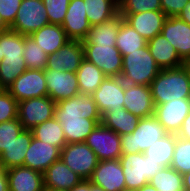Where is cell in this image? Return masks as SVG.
Masks as SVG:
<instances>
[{"label": "cell", "instance_id": "6da1fadb", "mask_svg": "<svg viewBox=\"0 0 190 191\" xmlns=\"http://www.w3.org/2000/svg\"><path fill=\"white\" fill-rule=\"evenodd\" d=\"M54 117L62 125L66 143L85 142L87 136L101 123L93 95L78 93L56 102Z\"/></svg>", "mask_w": 190, "mask_h": 191}, {"label": "cell", "instance_id": "7a4b0ae2", "mask_svg": "<svg viewBox=\"0 0 190 191\" xmlns=\"http://www.w3.org/2000/svg\"><path fill=\"white\" fill-rule=\"evenodd\" d=\"M150 88L154 105L190 98V79L184 65L160 70L152 80Z\"/></svg>", "mask_w": 190, "mask_h": 191}, {"label": "cell", "instance_id": "3957f363", "mask_svg": "<svg viewBox=\"0 0 190 191\" xmlns=\"http://www.w3.org/2000/svg\"><path fill=\"white\" fill-rule=\"evenodd\" d=\"M160 70L146 45L123 56L120 77L127 84L150 86Z\"/></svg>", "mask_w": 190, "mask_h": 191}, {"label": "cell", "instance_id": "277c9868", "mask_svg": "<svg viewBox=\"0 0 190 191\" xmlns=\"http://www.w3.org/2000/svg\"><path fill=\"white\" fill-rule=\"evenodd\" d=\"M167 134L168 132L154 115L141 118L132 133L121 136L122 155L144 153L149 146Z\"/></svg>", "mask_w": 190, "mask_h": 191}, {"label": "cell", "instance_id": "5b68a950", "mask_svg": "<svg viewBox=\"0 0 190 191\" xmlns=\"http://www.w3.org/2000/svg\"><path fill=\"white\" fill-rule=\"evenodd\" d=\"M126 190H138L149 183L150 179L163 167L144 153L123 154L120 156Z\"/></svg>", "mask_w": 190, "mask_h": 191}, {"label": "cell", "instance_id": "8992f818", "mask_svg": "<svg viewBox=\"0 0 190 191\" xmlns=\"http://www.w3.org/2000/svg\"><path fill=\"white\" fill-rule=\"evenodd\" d=\"M60 159L83 180H89L98 165L95 152L85 143H67L61 149Z\"/></svg>", "mask_w": 190, "mask_h": 191}, {"label": "cell", "instance_id": "52a82bcc", "mask_svg": "<svg viewBox=\"0 0 190 191\" xmlns=\"http://www.w3.org/2000/svg\"><path fill=\"white\" fill-rule=\"evenodd\" d=\"M48 24L50 22L42 0H21L10 30L30 36L33 32Z\"/></svg>", "mask_w": 190, "mask_h": 191}, {"label": "cell", "instance_id": "ba28073f", "mask_svg": "<svg viewBox=\"0 0 190 191\" xmlns=\"http://www.w3.org/2000/svg\"><path fill=\"white\" fill-rule=\"evenodd\" d=\"M55 106L49 96L26 99L18 102L17 118L24 129L32 130L54 117Z\"/></svg>", "mask_w": 190, "mask_h": 191}, {"label": "cell", "instance_id": "9c48e42d", "mask_svg": "<svg viewBox=\"0 0 190 191\" xmlns=\"http://www.w3.org/2000/svg\"><path fill=\"white\" fill-rule=\"evenodd\" d=\"M84 59L96 65L106 77H120L123 56L116 45L82 44Z\"/></svg>", "mask_w": 190, "mask_h": 191}, {"label": "cell", "instance_id": "30bf717a", "mask_svg": "<svg viewBox=\"0 0 190 191\" xmlns=\"http://www.w3.org/2000/svg\"><path fill=\"white\" fill-rule=\"evenodd\" d=\"M85 143L95 152L99 161L120 159L121 136L99 123L87 136Z\"/></svg>", "mask_w": 190, "mask_h": 191}, {"label": "cell", "instance_id": "8fae6325", "mask_svg": "<svg viewBox=\"0 0 190 191\" xmlns=\"http://www.w3.org/2000/svg\"><path fill=\"white\" fill-rule=\"evenodd\" d=\"M6 90L17 102L48 96L44 70L26 69Z\"/></svg>", "mask_w": 190, "mask_h": 191}, {"label": "cell", "instance_id": "7c38bea8", "mask_svg": "<svg viewBox=\"0 0 190 191\" xmlns=\"http://www.w3.org/2000/svg\"><path fill=\"white\" fill-rule=\"evenodd\" d=\"M125 83L121 77H105L92 94L99 113L123 108Z\"/></svg>", "mask_w": 190, "mask_h": 191}, {"label": "cell", "instance_id": "4fadbf2b", "mask_svg": "<svg viewBox=\"0 0 190 191\" xmlns=\"http://www.w3.org/2000/svg\"><path fill=\"white\" fill-rule=\"evenodd\" d=\"M190 113V98L174 99L155 105L154 116L168 133L177 134Z\"/></svg>", "mask_w": 190, "mask_h": 191}, {"label": "cell", "instance_id": "5bb4252c", "mask_svg": "<svg viewBox=\"0 0 190 191\" xmlns=\"http://www.w3.org/2000/svg\"><path fill=\"white\" fill-rule=\"evenodd\" d=\"M90 182L106 191H125V176L120 159L102 160L93 171Z\"/></svg>", "mask_w": 190, "mask_h": 191}, {"label": "cell", "instance_id": "9a60e30c", "mask_svg": "<svg viewBox=\"0 0 190 191\" xmlns=\"http://www.w3.org/2000/svg\"><path fill=\"white\" fill-rule=\"evenodd\" d=\"M48 96L55 102L76 96L79 92L77 76L69 71L44 69Z\"/></svg>", "mask_w": 190, "mask_h": 191}, {"label": "cell", "instance_id": "2e32d148", "mask_svg": "<svg viewBox=\"0 0 190 191\" xmlns=\"http://www.w3.org/2000/svg\"><path fill=\"white\" fill-rule=\"evenodd\" d=\"M123 107L139 119L153 116L155 105L150 86L125 83Z\"/></svg>", "mask_w": 190, "mask_h": 191}, {"label": "cell", "instance_id": "e0dca14e", "mask_svg": "<svg viewBox=\"0 0 190 191\" xmlns=\"http://www.w3.org/2000/svg\"><path fill=\"white\" fill-rule=\"evenodd\" d=\"M83 59L82 42L69 40L56 53L48 55L45 69L76 73Z\"/></svg>", "mask_w": 190, "mask_h": 191}, {"label": "cell", "instance_id": "ac0fdd59", "mask_svg": "<svg viewBox=\"0 0 190 191\" xmlns=\"http://www.w3.org/2000/svg\"><path fill=\"white\" fill-rule=\"evenodd\" d=\"M60 155L59 147L33 137L25 154L24 167L43 174L52 163L60 160Z\"/></svg>", "mask_w": 190, "mask_h": 191}, {"label": "cell", "instance_id": "d6986e66", "mask_svg": "<svg viewBox=\"0 0 190 191\" xmlns=\"http://www.w3.org/2000/svg\"><path fill=\"white\" fill-rule=\"evenodd\" d=\"M62 28L69 40L84 41L91 27L83 0H70Z\"/></svg>", "mask_w": 190, "mask_h": 191}, {"label": "cell", "instance_id": "ffe728a7", "mask_svg": "<svg viewBox=\"0 0 190 191\" xmlns=\"http://www.w3.org/2000/svg\"><path fill=\"white\" fill-rule=\"evenodd\" d=\"M145 40L160 34L167 16L163 11L119 13Z\"/></svg>", "mask_w": 190, "mask_h": 191}, {"label": "cell", "instance_id": "44dd1931", "mask_svg": "<svg viewBox=\"0 0 190 191\" xmlns=\"http://www.w3.org/2000/svg\"><path fill=\"white\" fill-rule=\"evenodd\" d=\"M161 33L183 61L190 59V25L178 17H167Z\"/></svg>", "mask_w": 190, "mask_h": 191}, {"label": "cell", "instance_id": "7402d4cb", "mask_svg": "<svg viewBox=\"0 0 190 191\" xmlns=\"http://www.w3.org/2000/svg\"><path fill=\"white\" fill-rule=\"evenodd\" d=\"M43 179L44 187L59 191H69L82 180L61 159L47 168Z\"/></svg>", "mask_w": 190, "mask_h": 191}, {"label": "cell", "instance_id": "603a6c76", "mask_svg": "<svg viewBox=\"0 0 190 191\" xmlns=\"http://www.w3.org/2000/svg\"><path fill=\"white\" fill-rule=\"evenodd\" d=\"M9 191H42L44 189L43 174L24 166L6 170Z\"/></svg>", "mask_w": 190, "mask_h": 191}, {"label": "cell", "instance_id": "cb8c5ba5", "mask_svg": "<svg viewBox=\"0 0 190 191\" xmlns=\"http://www.w3.org/2000/svg\"><path fill=\"white\" fill-rule=\"evenodd\" d=\"M147 46L161 70L180 67L184 64L175 47H173L162 33L149 40Z\"/></svg>", "mask_w": 190, "mask_h": 191}, {"label": "cell", "instance_id": "d4e9b609", "mask_svg": "<svg viewBox=\"0 0 190 191\" xmlns=\"http://www.w3.org/2000/svg\"><path fill=\"white\" fill-rule=\"evenodd\" d=\"M30 37L48 55L56 53L64 46L69 38L61 25L48 24L33 32Z\"/></svg>", "mask_w": 190, "mask_h": 191}, {"label": "cell", "instance_id": "484cf974", "mask_svg": "<svg viewBox=\"0 0 190 191\" xmlns=\"http://www.w3.org/2000/svg\"><path fill=\"white\" fill-rule=\"evenodd\" d=\"M124 18L118 13L112 19L101 24L92 25L82 44L116 45V37Z\"/></svg>", "mask_w": 190, "mask_h": 191}, {"label": "cell", "instance_id": "4316f807", "mask_svg": "<svg viewBox=\"0 0 190 191\" xmlns=\"http://www.w3.org/2000/svg\"><path fill=\"white\" fill-rule=\"evenodd\" d=\"M32 138V131L23 129L14 142L0 154V160L6 170L13 167L24 166L25 154Z\"/></svg>", "mask_w": 190, "mask_h": 191}, {"label": "cell", "instance_id": "83f0119b", "mask_svg": "<svg viewBox=\"0 0 190 191\" xmlns=\"http://www.w3.org/2000/svg\"><path fill=\"white\" fill-rule=\"evenodd\" d=\"M138 121L139 118L124 107L115 111H106L101 115V123L120 136L132 133L136 129Z\"/></svg>", "mask_w": 190, "mask_h": 191}, {"label": "cell", "instance_id": "f1b7e54d", "mask_svg": "<svg viewBox=\"0 0 190 191\" xmlns=\"http://www.w3.org/2000/svg\"><path fill=\"white\" fill-rule=\"evenodd\" d=\"M78 80L79 92L92 95L105 79V75L96 65L83 59L75 73Z\"/></svg>", "mask_w": 190, "mask_h": 191}, {"label": "cell", "instance_id": "f546056e", "mask_svg": "<svg viewBox=\"0 0 190 191\" xmlns=\"http://www.w3.org/2000/svg\"><path fill=\"white\" fill-rule=\"evenodd\" d=\"M90 25L106 22L119 13V5L114 0H83Z\"/></svg>", "mask_w": 190, "mask_h": 191}, {"label": "cell", "instance_id": "4dcf8cb0", "mask_svg": "<svg viewBox=\"0 0 190 191\" xmlns=\"http://www.w3.org/2000/svg\"><path fill=\"white\" fill-rule=\"evenodd\" d=\"M176 137V134L168 133L149 146L144 152L145 156L161 165L163 168L170 167L173 159Z\"/></svg>", "mask_w": 190, "mask_h": 191}, {"label": "cell", "instance_id": "1f68e13d", "mask_svg": "<svg viewBox=\"0 0 190 191\" xmlns=\"http://www.w3.org/2000/svg\"><path fill=\"white\" fill-rule=\"evenodd\" d=\"M147 44L148 41L123 19L116 37V48L121 55L125 56L145 47Z\"/></svg>", "mask_w": 190, "mask_h": 191}, {"label": "cell", "instance_id": "d6a6232c", "mask_svg": "<svg viewBox=\"0 0 190 191\" xmlns=\"http://www.w3.org/2000/svg\"><path fill=\"white\" fill-rule=\"evenodd\" d=\"M31 131L34 138L49 143L51 146L62 149L67 144L62 125L55 117L38 124Z\"/></svg>", "mask_w": 190, "mask_h": 191}, {"label": "cell", "instance_id": "836d02e7", "mask_svg": "<svg viewBox=\"0 0 190 191\" xmlns=\"http://www.w3.org/2000/svg\"><path fill=\"white\" fill-rule=\"evenodd\" d=\"M158 191H185L183 175L172 167L158 171L149 181Z\"/></svg>", "mask_w": 190, "mask_h": 191}, {"label": "cell", "instance_id": "e575fe53", "mask_svg": "<svg viewBox=\"0 0 190 191\" xmlns=\"http://www.w3.org/2000/svg\"><path fill=\"white\" fill-rule=\"evenodd\" d=\"M1 56L7 58H23L24 35L12 30L0 33Z\"/></svg>", "mask_w": 190, "mask_h": 191}, {"label": "cell", "instance_id": "d590c367", "mask_svg": "<svg viewBox=\"0 0 190 191\" xmlns=\"http://www.w3.org/2000/svg\"><path fill=\"white\" fill-rule=\"evenodd\" d=\"M23 58L27 69L44 70L47 65L48 54H46L30 36L24 35Z\"/></svg>", "mask_w": 190, "mask_h": 191}, {"label": "cell", "instance_id": "8d00e7d4", "mask_svg": "<svg viewBox=\"0 0 190 191\" xmlns=\"http://www.w3.org/2000/svg\"><path fill=\"white\" fill-rule=\"evenodd\" d=\"M26 69L24 58L3 57L0 63V86L7 89Z\"/></svg>", "mask_w": 190, "mask_h": 191}, {"label": "cell", "instance_id": "74e56055", "mask_svg": "<svg viewBox=\"0 0 190 191\" xmlns=\"http://www.w3.org/2000/svg\"><path fill=\"white\" fill-rule=\"evenodd\" d=\"M170 167L182 175L190 172V140L176 137V144Z\"/></svg>", "mask_w": 190, "mask_h": 191}, {"label": "cell", "instance_id": "f35d334b", "mask_svg": "<svg viewBox=\"0 0 190 191\" xmlns=\"http://www.w3.org/2000/svg\"><path fill=\"white\" fill-rule=\"evenodd\" d=\"M162 11L160 0H121L119 13Z\"/></svg>", "mask_w": 190, "mask_h": 191}, {"label": "cell", "instance_id": "ab89813d", "mask_svg": "<svg viewBox=\"0 0 190 191\" xmlns=\"http://www.w3.org/2000/svg\"><path fill=\"white\" fill-rule=\"evenodd\" d=\"M23 129L18 118L0 123V154L14 142Z\"/></svg>", "mask_w": 190, "mask_h": 191}, {"label": "cell", "instance_id": "60d3db41", "mask_svg": "<svg viewBox=\"0 0 190 191\" xmlns=\"http://www.w3.org/2000/svg\"><path fill=\"white\" fill-rule=\"evenodd\" d=\"M50 24L62 25L70 0H42Z\"/></svg>", "mask_w": 190, "mask_h": 191}, {"label": "cell", "instance_id": "b9f144b4", "mask_svg": "<svg viewBox=\"0 0 190 191\" xmlns=\"http://www.w3.org/2000/svg\"><path fill=\"white\" fill-rule=\"evenodd\" d=\"M18 102L6 90L0 92V123L17 118Z\"/></svg>", "mask_w": 190, "mask_h": 191}, {"label": "cell", "instance_id": "7bdbcfd3", "mask_svg": "<svg viewBox=\"0 0 190 191\" xmlns=\"http://www.w3.org/2000/svg\"><path fill=\"white\" fill-rule=\"evenodd\" d=\"M21 0H0V15L10 27L17 15Z\"/></svg>", "mask_w": 190, "mask_h": 191}, {"label": "cell", "instance_id": "ee69618b", "mask_svg": "<svg viewBox=\"0 0 190 191\" xmlns=\"http://www.w3.org/2000/svg\"><path fill=\"white\" fill-rule=\"evenodd\" d=\"M189 0H160L162 11L167 17H177Z\"/></svg>", "mask_w": 190, "mask_h": 191}, {"label": "cell", "instance_id": "f6af8a7d", "mask_svg": "<svg viewBox=\"0 0 190 191\" xmlns=\"http://www.w3.org/2000/svg\"><path fill=\"white\" fill-rule=\"evenodd\" d=\"M176 136L185 140H190V113L184 119V122Z\"/></svg>", "mask_w": 190, "mask_h": 191}, {"label": "cell", "instance_id": "bcb514c9", "mask_svg": "<svg viewBox=\"0 0 190 191\" xmlns=\"http://www.w3.org/2000/svg\"><path fill=\"white\" fill-rule=\"evenodd\" d=\"M0 191H9L6 168L0 160Z\"/></svg>", "mask_w": 190, "mask_h": 191}, {"label": "cell", "instance_id": "7dc6e473", "mask_svg": "<svg viewBox=\"0 0 190 191\" xmlns=\"http://www.w3.org/2000/svg\"><path fill=\"white\" fill-rule=\"evenodd\" d=\"M177 17L190 25V0L186 3L183 10Z\"/></svg>", "mask_w": 190, "mask_h": 191}, {"label": "cell", "instance_id": "c3c4849f", "mask_svg": "<svg viewBox=\"0 0 190 191\" xmlns=\"http://www.w3.org/2000/svg\"><path fill=\"white\" fill-rule=\"evenodd\" d=\"M69 191H90V180H81Z\"/></svg>", "mask_w": 190, "mask_h": 191}, {"label": "cell", "instance_id": "681fc988", "mask_svg": "<svg viewBox=\"0 0 190 191\" xmlns=\"http://www.w3.org/2000/svg\"><path fill=\"white\" fill-rule=\"evenodd\" d=\"M184 190L190 191V172L183 174Z\"/></svg>", "mask_w": 190, "mask_h": 191}, {"label": "cell", "instance_id": "f907efd6", "mask_svg": "<svg viewBox=\"0 0 190 191\" xmlns=\"http://www.w3.org/2000/svg\"><path fill=\"white\" fill-rule=\"evenodd\" d=\"M137 191H158V190L150 183H147L146 185L142 186Z\"/></svg>", "mask_w": 190, "mask_h": 191}, {"label": "cell", "instance_id": "816d5d0a", "mask_svg": "<svg viewBox=\"0 0 190 191\" xmlns=\"http://www.w3.org/2000/svg\"><path fill=\"white\" fill-rule=\"evenodd\" d=\"M10 27L4 22L3 18L0 15V33L9 30Z\"/></svg>", "mask_w": 190, "mask_h": 191}, {"label": "cell", "instance_id": "f5cc1de1", "mask_svg": "<svg viewBox=\"0 0 190 191\" xmlns=\"http://www.w3.org/2000/svg\"><path fill=\"white\" fill-rule=\"evenodd\" d=\"M90 191H106V190L90 182Z\"/></svg>", "mask_w": 190, "mask_h": 191}, {"label": "cell", "instance_id": "db71d44e", "mask_svg": "<svg viewBox=\"0 0 190 191\" xmlns=\"http://www.w3.org/2000/svg\"><path fill=\"white\" fill-rule=\"evenodd\" d=\"M183 65H184L185 69L187 70L188 75H189V79H190V59L184 61V64H183Z\"/></svg>", "mask_w": 190, "mask_h": 191}, {"label": "cell", "instance_id": "11a10c76", "mask_svg": "<svg viewBox=\"0 0 190 191\" xmlns=\"http://www.w3.org/2000/svg\"><path fill=\"white\" fill-rule=\"evenodd\" d=\"M42 191H59V190H52V189L44 187V189Z\"/></svg>", "mask_w": 190, "mask_h": 191}, {"label": "cell", "instance_id": "9f6ffc18", "mask_svg": "<svg viewBox=\"0 0 190 191\" xmlns=\"http://www.w3.org/2000/svg\"><path fill=\"white\" fill-rule=\"evenodd\" d=\"M4 56H1V51H0V63L2 62Z\"/></svg>", "mask_w": 190, "mask_h": 191}]
</instances>
